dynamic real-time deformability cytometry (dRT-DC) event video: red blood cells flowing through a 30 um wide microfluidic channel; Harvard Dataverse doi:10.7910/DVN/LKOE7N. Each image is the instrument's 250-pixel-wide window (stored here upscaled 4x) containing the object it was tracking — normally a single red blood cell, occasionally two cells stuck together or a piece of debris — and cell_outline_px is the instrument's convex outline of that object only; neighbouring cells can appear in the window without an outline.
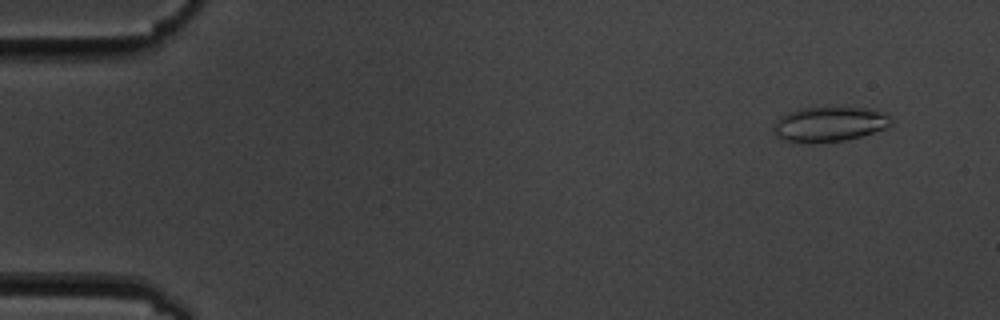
{"species": "common noctule bat (a hibernating species)", "species_latin": "Nyctalus noctula", "temperature_condition": "cold", "stored_images_in_passage": 6, "camera_frame_rate_fps": 3000, "um_per_image_px": 0.085, "animal": {"sex": "male", "body_mass_g": 19.5, "forearm_length_mm": 54.6}, "frame": {"image": 1, "passage_image": 2, "time_ms": 1.0, "image_size_px": [1000, 320], "cell_outline_px": [[892, 124], [888, 128], [860, 136], [844, 140], [808, 144], [792, 144], [776, 136], [772, 128], [772, 124], [780, 116], [788, 112], [800, 108], [832, 104], [868, 108], [888, 112], [892, 120]], "centroid_in_image_um": [70.49, 10.52], "position_along_channel_um": 14.5, "area_um2": 25.49}}
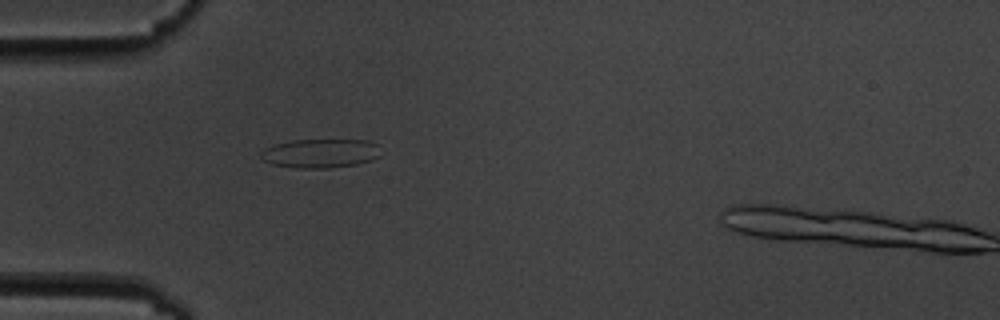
{"frame": {"image": 2, "passage_image": 5, "time_ms": 5.333, "image_size_px": [1000, 320], "cell_outline_px": [[380, 156], [372, 160], [356, 164], [328, 168], [296, 168], [272, 164], [264, 160], [260, 156], [260, 152], [264, 148], [272, 144], [292, 140], [368, 140], [380, 144]], "centroid_in_image_um": [27.25, 13.02], "position_along_channel_um": 57.8, "area_um2": 20.52}}